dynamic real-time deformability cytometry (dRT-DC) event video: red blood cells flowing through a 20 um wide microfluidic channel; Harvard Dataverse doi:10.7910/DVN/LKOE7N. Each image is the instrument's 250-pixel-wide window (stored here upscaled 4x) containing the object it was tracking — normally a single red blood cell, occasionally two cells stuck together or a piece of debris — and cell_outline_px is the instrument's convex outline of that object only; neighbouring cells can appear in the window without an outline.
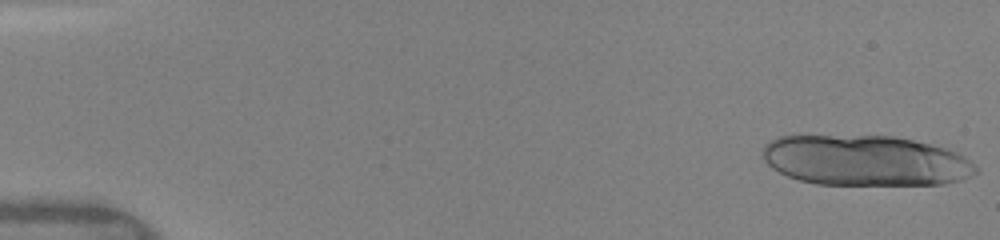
{"species": "human", "species_latin": "Homo sapiens", "temperature_condition": "warm", "stored_images_in_passage": 16, "camera_frame_rate_fps": 3000, "um_per_image_px": 0.085, "donor": {"sex": "female"}, "frame": {"image": 1, "passage_image": 1, "time_ms": 0.0, "image_size_px": [1000, 240], "cell_outline_px": [[980, 172], [972, 176], [960, 180], [944, 184], [816, 184], [800, 180], [788, 176], [772, 168], [764, 160], [760, 152], [764, 144], [780, 136], [892, 136], [912, 140], [944, 148], [956, 152], [964, 156], [976, 164]], "centroid_in_image_um": [73.57, 13.65], "position_along_channel_um": 11.4, "area_um2": 62.66}}